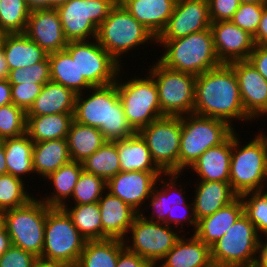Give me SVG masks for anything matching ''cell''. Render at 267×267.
<instances>
[{
  "label": "cell",
  "mask_w": 267,
  "mask_h": 267,
  "mask_svg": "<svg viewBox=\"0 0 267 267\" xmlns=\"http://www.w3.org/2000/svg\"><path fill=\"white\" fill-rule=\"evenodd\" d=\"M211 22L230 21L240 6V0H208Z\"/></svg>",
  "instance_id": "681fc988"
},
{
  "label": "cell",
  "mask_w": 267,
  "mask_h": 267,
  "mask_svg": "<svg viewBox=\"0 0 267 267\" xmlns=\"http://www.w3.org/2000/svg\"><path fill=\"white\" fill-rule=\"evenodd\" d=\"M30 13L25 0H0V32L24 33Z\"/></svg>",
  "instance_id": "ab89813d"
},
{
  "label": "cell",
  "mask_w": 267,
  "mask_h": 267,
  "mask_svg": "<svg viewBox=\"0 0 267 267\" xmlns=\"http://www.w3.org/2000/svg\"><path fill=\"white\" fill-rule=\"evenodd\" d=\"M76 94L63 85L47 82L26 116L73 114Z\"/></svg>",
  "instance_id": "f1b7e54d"
},
{
  "label": "cell",
  "mask_w": 267,
  "mask_h": 267,
  "mask_svg": "<svg viewBox=\"0 0 267 267\" xmlns=\"http://www.w3.org/2000/svg\"><path fill=\"white\" fill-rule=\"evenodd\" d=\"M254 267H267V237H261Z\"/></svg>",
  "instance_id": "db71d44e"
},
{
  "label": "cell",
  "mask_w": 267,
  "mask_h": 267,
  "mask_svg": "<svg viewBox=\"0 0 267 267\" xmlns=\"http://www.w3.org/2000/svg\"><path fill=\"white\" fill-rule=\"evenodd\" d=\"M70 205L65 204L62 208L71 218L79 233L87 241L102 240L101 212L98 202L74 206L72 203Z\"/></svg>",
  "instance_id": "8d00e7d4"
},
{
  "label": "cell",
  "mask_w": 267,
  "mask_h": 267,
  "mask_svg": "<svg viewBox=\"0 0 267 267\" xmlns=\"http://www.w3.org/2000/svg\"><path fill=\"white\" fill-rule=\"evenodd\" d=\"M24 34L48 54L64 50L68 44L56 9L31 11Z\"/></svg>",
  "instance_id": "44dd1931"
},
{
  "label": "cell",
  "mask_w": 267,
  "mask_h": 267,
  "mask_svg": "<svg viewBox=\"0 0 267 267\" xmlns=\"http://www.w3.org/2000/svg\"><path fill=\"white\" fill-rule=\"evenodd\" d=\"M231 154L232 134L222 144L209 148L190 167L197 174L195 180L229 182Z\"/></svg>",
  "instance_id": "d4e9b609"
},
{
  "label": "cell",
  "mask_w": 267,
  "mask_h": 267,
  "mask_svg": "<svg viewBox=\"0 0 267 267\" xmlns=\"http://www.w3.org/2000/svg\"><path fill=\"white\" fill-rule=\"evenodd\" d=\"M9 67L5 58L4 51L0 46V80H5L9 74Z\"/></svg>",
  "instance_id": "6f0895ef"
},
{
  "label": "cell",
  "mask_w": 267,
  "mask_h": 267,
  "mask_svg": "<svg viewBox=\"0 0 267 267\" xmlns=\"http://www.w3.org/2000/svg\"><path fill=\"white\" fill-rule=\"evenodd\" d=\"M121 171H161L154 163L146 141L139 133L117 140Z\"/></svg>",
  "instance_id": "1f68e13d"
},
{
  "label": "cell",
  "mask_w": 267,
  "mask_h": 267,
  "mask_svg": "<svg viewBox=\"0 0 267 267\" xmlns=\"http://www.w3.org/2000/svg\"><path fill=\"white\" fill-rule=\"evenodd\" d=\"M44 85L32 83L11 85L12 103L27 112L40 95Z\"/></svg>",
  "instance_id": "7dc6e473"
},
{
  "label": "cell",
  "mask_w": 267,
  "mask_h": 267,
  "mask_svg": "<svg viewBox=\"0 0 267 267\" xmlns=\"http://www.w3.org/2000/svg\"><path fill=\"white\" fill-rule=\"evenodd\" d=\"M32 267H66L56 263H49L42 260H37V262Z\"/></svg>",
  "instance_id": "94428289"
},
{
  "label": "cell",
  "mask_w": 267,
  "mask_h": 267,
  "mask_svg": "<svg viewBox=\"0 0 267 267\" xmlns=\"http://www.w3.org/2000/svg\"><path fill=\"white\" fill-rule=\"evenodd\" d=\"M38 259L39 258L33 253L11 245L9 249L0 256V267H32Z\"/></svg>",
  "instance_id": "c3c4849f"
},
{
  "label": "cell",
  "mask_w": 267,
  "mask_h": 267,
  "mask_svg": "<svg viewBox=\"0 0 267 267\" xmlns=\"http://www.w3.org/2000/svg\"><path fill=\"white\" fill-rule=\"evenodd\" d=\"M106 192V180L82 171L73 189L70 200L74 205L97 203Z\"/></svg>",
  "instance_id": "b9f144b4"
},
{
  "label": "cell",
  "mask_w": 267,
  "mask_h": 267,
  "mask_svg": "<svg viewBox=\"0 0 267 267\" xmlns=\"http://www.w3.org/2000/svg\"><path fill=\"white\" fill-rule=\"evenodd\" d=\"M244 214L261 237H267V194L264 191L247 192L240 196Z\"/></svg>",
  "instance_id": "7bdbcfd3"
},
{
  "label": "cell",
  "mask_w": 267,
  "mask_h": 267,
  "mask_svg": "<svg viewBox=\"0 0 267 267\" xmlns=\"http://www.w3.org/2000/svg\"><path fill=\"white\" fill-rule=\"evenodd\" d=\"M26 133V112L13 103L0 107V139L15 138Z\"/></svg>",
  "instance_id": "ee69618b"
},
{
  "label": "cell",
  "mask_w": 267,
  "mask_h": 267,
  "mask_svg": "<svg viewBox=\"0 0 267 267\" xmlns=\"http://www.w3.org/2000/svg\"><path fill=\"white\" fill-rule=\"evenodd\" d=\"M50 62L48 57L32 66L10 70L7 80L11 85L32 83L46 84L50 82Z\"/></svg>",
  "instance_id": "f6af8a7d"
},
{
  "label": "cell",
  "mask_w": 267,
  "mask_h": 267,
  "mask_svg": "<svg viewBox=\"0 0 267 267\" xmlns=\"http://www.w3.org/2000/svg\"><path fill=\"white\" fill-rule=\"evenodd\" d=\"M7 174L6 156L3 144H0V175Z\"/></svg>",
  "instance_id": "91938a15"
},
{
  "label": "cell",
  "mask_w": 267,
  "mask_h": 267,
  "mask_svg": "<svg viewBox=\"0 0 267 267\" xmlns=\"http://www.w3.org/2000/svg\"><path fill=\"white\" fill-rule=\"evenodd\" d=\"M147 73L158 89L163 116H184L193 113L196 75L167 68L158 60Z\"/></svg>",
  "instance_id": "7c38bea8"
},
{
  "label": "cell",
  "mask_w": 267,
  "mask_h": 267,
  "mask_svg": "<svg viewBox=\"0 0 267 267\" xmlns=\"http://www.w3.org/2000/svg\"><path fill=\"white\" fill-rule=\"evenodd\" d=\"M177 0H125L122 5L157 38L165 29Z\"/></svg>",
  "instance_id": "484cf974"
},
{
  "label": "cell",
  "mask_w": 267,
  "mask_h": 267,
  "mask_svg": "<svg viewBox=\"0 0 267 267\" xmlns=\"http://www.w3.org/2000/svg\"><path fill=\"white\" fill-rule=\"evenodd\" d=\"M122 67L116 84L128 124L138 133L143 127L163 117L159 103L158 89L154 79L147 73L145 77L131 76L123 80Z\"/></svg>",
  "instance_id": "9c48e42d"
},
{
  "label": "cell",
  "mask_w": 267,
  "mask_h": 267,
  "mask_svg": "<svg viewBox=\"0 0 267 267\" xmlns=\"http://www.w3.org/2000/svg\"><path fill=\"white\" fill-rule=\"evenodd\" d=\"M244 213L241 197L220 208L214 214L198 221L195 235L206 245L212 246Z\"/></svg>",
  "instance_id": "83f0119b"
},
{
  "label": "cell",
  "mask_w": 267,
  "mask_h": 267,
  "mask_svg": "<svg viewBox=\"0 0 267 267\" xmlns=\"http://www.w3.org/2000/svg\"><path fill=\"white\" fill-rule=\"evenodd\" d=\"M65 50L77 63L78 94L116 82L122 66L96 40L69 41Z\"/></svg>",
  "instance_id": "30bf717a"
},
{
  "label": "cell",
  "mask_w": 267,
  "mask_h": 267,
  "mask_svg": "<svg viewBox=\"0 0 267 267\" xmlns=\"http://www.w3.org/2000/svg\"><path fill=\"white\" fill-rule=\"evenodd\" d=\"M68 1L69 0H48V9H56L58 6Z\"/></svg>",
  "instance_id": "6125c7cd"
},
{
  "label": "cell",
  "mask_w": 267,
  "mask_h": 267,
  "mask_svg": "<svg viewBox=\"0 0 267 267\" xmlns=\"http://www.w3.org/2000/svg\"><path fill=\"white\" fill-rule=\"evenodd\" d=\"M82 171L81 162L70 161L62 165L44 180L50 182L54 192H50V195L46 193V196L43 194V198L40 197L39 199L49 207H63L68 201L70 202L69 199Z\"/></svg>",
  "instance_id": "f546056e"
},
{
  "label": "cell",
  "mask_w": 267,
  "mask_h": 267,
  "mask_svg": "<svg viewBox=\"0 0 267 267\" xmlns=\"http://www.w3.org/2000/svg\"><path fill=\"white\" fill-rule=\"evenodd\" d=\"M11 103V84L7 79L0 80V107Z\"/></svg>",
  "instance_id": "11a10c76"
},
{
  "label": "cell",
  "mask_w": 267,
  "mask_h": 267,
  "mask_svg": "<svg viewBox=\"0 0 267 267\" xmlns=\"http://www.w3.org/2000/svg\"><path fill=\"white\" fill-rule=\"evenodd\" d=\"M160 263L156 267H214L210 246L195 234L188 238L186 231Z\"/></svg>",
  "instance_id": "603a6c76"
},
{
  "label": "cell",
  "mask_w": 267,
  "mask_h": 267,
  "mask_svg": "<svg viewBox=\"0 0 267 267\" xmlns=\"http://www.w3.org/2000/svg\"><path fill=\"white\" fill-rule=\"evenodd\" d=\"M208 0H177L165 29L157 40H174L211 26Z\"/></svg>",
  "instance_id": "ac0fdd59"
},
{
  "label": "cell",
  "mask_w": 267,
  "mask_h": 267,
  "mask_svg": "<svg viewBox=\"0 0 267 267\" xmlns=\"http://www.w3.org/2000/svg\"><path fill=\"white\" fill-rule=\"evenodd\" d=\"M175 229L165 223L149 221L138 214L123 239L124 246L127 250L159 265L183 234Z\"/></svg>",
  "instance_id": "5bb4252c"
},
{
  "label": "cell",
  "mask_w": 267,
  "mask_h": 267,
  "mask_svg": "<svg viewBox=\"0 0 267 267\" xmlns=\"http://www.w3.org/2000/svg\"><path fill=\"white\" fill-rule=\"evenodd\" d=\"M98 204L101 212L102 240H123L139 213L107 191L99 199Z\"/></svg>",
  "instance_id": "7402d4cb"
},
{
  "label": "cell",
  "mask_w": 267,
  "mask_h": 267,
  "mask_svg": "<svg viewBox=\"0 0 267 267\" xmlns=\"http://www.w3.org/2000/svg\"><path fill=\"white\" fill-rule=\"evenodd\" d=\"M62 207H50L44 227V245L39 260L75 267L86 244Z\"/></svg>",
  "instance_id": "ba28073f"
},
{
  "label": "cell",
  "mask_w": 267,
  "mask_h": 267,
  "mask_svg": "<svg viewBox=\"0 0 267 267\" xmlns=\"http://www.w3.org/2000/svg\"><path fill=\"white\" fill-rule=\"evenodd\" d=\"M234 131L220 119L194 113L181 116L179 174L186 173L202 154L222 144Z\"/></svg>",
  "instance_id": "52a82bcc"
},
{
  "label": "cell",
  "mask_w": 267,
  "mask_h": 267,
  "mask_svg": "<svg viewBox=\"0 0 267 267\" xmlns=\"http://www.w3.org/2000/svg\"><path fill=\"white\" fill-rule=\"evenodd\" d=\"M50 80L78 94V68L76 61L64 49L48 54Z\"/></svg>",
  "instance_id": "f35d334b"
},
{
  "label": "cell",
  "mask_w": 267,
  "mask_h": 267,
  "mask_svg": "<svg viewBox=\"0 0 267 267\" xmlns=\"http://www.w3.org/2000/svg\"><path fill=\"white\" fill-rule=\"evenodd\" d=\"M138 133L146 141L156 166L164 174H179L181 116H163Z\"/></svg>",
  "instance_id": "2e32d148"
},
{
  "label": "cell",
  "mask_w": 267,
  "mask_h": 267,
  "mask_svg": "<svg viewBox=\"0 0 267 267\" xmlns=\"http://www.w3.org/2000/svg\"><path fill=\"white\" fill-rule=\"evenodd\" d=\"M182 175L184 176L185 174L169 173L160 176L157 181L159 186L154 187L152 195L147 199L150 202L140 214L149 221L165 223L176 229L183 230L184 225H190L193 227L191 231L194 234L198 221L195 216L193 202L187 203L183 182H181V185L177 182ZM150 207L151 210L153 209L152 214H149V216L144 215L145 210L150 209ZM181 210L182 212H180Z\"/></svg>",
  "instance_id": "8992f818"
},
{
  "label": "cell",
  "mask_w": 267,
  "mask_h": 267,
  "mask_svg": "<svg viewBox=\"0 0 267 267\" xmlns=\"http://www.w3.org/2000/svg\"><path fill=\"white\" fill-rule=\"evenodd\" d=\"M240 3L267 4V0H240Z\"/></svg>",
  "instance_id": "be15d7a7"
},
{
  "label": "cell",
  "mask_w": 267,
  "mask_h": 267,
  "mask_svg": "<svg viewBox=\"0 0 267 267\" xmlns=\"http://www.w3.org/2000/svg\"><path fill=\"white\" fill-rule=\"evenodd\" d=\"M193 113L223 120L234 129L232 122L254 121L244 111L236 75L226 63L196 76Z\"/></svg>",
  "instance_id": "6da1fadb"
},
{
  "label": "cell",
  "mask_w": 267,
  "mask_h": 267,
  "mask_svg": "<svg viewBox=\"0 0 267 267\" xmlns=\"http://www.w3.org/2000/svg\"><path fill=\"white\" fill-rule=\"evenodd\" d=\"M49 208L35 196L26 205L4 211V227L11 237L12 245L40 258Z\"/></svg>",
  "instance_id": "4fadbf2b"
},
{
  "label": "cell",
  "mask_w": 267,
  "mask_h": 267,
  "mask_svg": "<svg viewBox=\"0 0 267 267\" xmlns=\"http://www.w3.org/2000/svg\"><path fill=\"white\" fill-rule=\"evenodd\" d=\"M67 141L71 161L81 163L107 142L98 128L83 125L74 120L71 123Z\"/></svg>",
  "instance_id": "e575fe53"
},
{
  "label": "cell",
  "mask_w": 267,
  "mask_h": 267,
  "mask_svg": "<svg viewBox=\"0 0 267 267\" xmlns=\"http://www.w3.org/2000/svg\"><path fill=\"white\" fill-rule=\"evenodd\" d=\"M261 133H262V134H264V135L267 137V134H266V132L262 131Z\"/></svg>",
  "instance_id": "a7ac6f4b"
},
{
  "label": "cell",
  "mask_w": 267,
  "mask_h": 267,
  "mask_svg": "<svg viewBox=\"0 0 267 267\" xmlns=\"http://www.w3.org/2000/svg\"><path fill=\"white\" fill-rule=\"evenodd\" d=\"M116 267H156V265L124 248L119 253Z\"/></svg>",
  "instance_id": "f907efd6"
},
{
  "label": "cell",
  "mask_w": 267,
  "mask_h": 267,
  "mask_svg": "<svg viewBox=\"0 0 267 267\" xmlns=\"http://www.w3.org/2000/svg\"><path fill=\"white\" fill-rule=\"evenodd\" d=\"M96 40L122 66L125 54L129 56V52L136 48L139 50L142 44H157V38L152 32L139 23L122 4H116L99 25Z\"/></svg>",
  "instance_id": "5b68a950"
},
{
  "label": "cell",
  "mask_w": 267,
  "mask_h": 267,
  "mask_svg": "<svg viewBox=\"0 0 267 267\" xmlns=\"http://www.w3.org/2000/svg\"><path fill=\"white\" fill-rule=\"evenodd\" d=\"M1 143L4 147L8 174L23 181L30 175L31 178L36 176L33 168L34 142L26 133L19 137L4 139Z\"/></svg>",
  "instance_id": "4dcf8cb0"
},
{
  "label": "cell",
  "mask_w": 267,
  "mask_h": 267,
  "mask_svg": "<svg viewBox=\"0 0 267 267\" xmlns=\"http://www.w3.org/2000/svg\"><path fill=\"white\" fill-rule=\"evenodd\" d=\"M162 175V171H120L106 181V191L120 198L140 214Z\"/></svg>",
  "instance_id": "e0dca14e"
},
{
  "label": "cell",
  "mask_w": 267,
  "mask_h": 267,
  "mask_svg": "<svg viewBox=\"0 0 267 267\" xmlns=\"http://www.w3.org/2000/svg\"><path fill=\"white\" fill-rule=\"evenodd\" d=\"M117 4H122L125 0H115Z\"/></svg>",
  "instance_id": "003e7915"
},
{
  "label": "cell",
  "mask_w": 267,
  "mask_h": 267,
  "mask_svg": "<svg viewBox=\"0 0 267 267\" xmlns=\"http://www.w3.org/2000/svg\"><path fill=\"white\" fill-rule=\"evenodd\" d=\"M12 245L11 237L5 227L0 229V256H2Z\"/></svg>",
  "instance_id": "9f6ffc18"
},
{
  "label": "cell",
  "mask_w": 267,
  "mask_h": 267,
  "mask_svg": "<svg viewBox=\"0 0 267 267\" xmlns=\"http://www.w3.org/2000/svg\"><path fill=\"white\" fill-rule=\"evenodd\" d=\"M124 248L120 239L86 241L75 267H116L119 253Z\"/></svg>",
  "instance_id": "d590c367"
},
{
  "label": "cell",
  "mask_w": 267,
  "mask_h": 267,
  "mask_svg": "<svg viewBox=\"0 0 267 267\" xmlns=\"http://www.w3.org/2000/svg\"><path fill=\"white\" fill-rule=\"evenodd\" d=\"M248 61L267 80V45H255Z\"/></svg>",
  "instance_id": "816d5d0a"
},
{
  "label": "cell",
  "mask_w": 267,
  "mask_h": 267,
  "mask_svg": "<svg viewBox=\"0 0 267 267\" xmlns=\"http://www.w3.org/2000/svg\"><path fill=\"white\" fill-rule=\"evenodd\" d=\"M31 11L48 9V0H25Z\"/></svg>",
  "instance_id": "680465c9"
},
{
  "label": "cell",
  "mask_w": 267,
  "mask_h": 267,
  "mask_svg": "<svg viewBox=\"0 0 267 267\" xmlns=\"http://www.w3.org/2000/svg\"><path fill=\"white\" fill-rule=\"evenodd\" d=\"M239 84V93L245 113L253 120L267 113V80L248 61L229 63Z\"/></svg>",
  "instance_id": "d6986e66"
},
{
  "label": "cell",
  "mask_w": 267,
  "mask_h": 267,
  "mask_svg": "<svg viewBox=\"0 0 267 267\" xmlns=\"http://www.w3.org/2000/svg\"><path fill=\"white\" fill-rule=\"evenodd\" d=\"M263 191L267 194V176H266V181H265Z\"/></svg>",
  "instance_id": "03108f58"
},
{
  "label": "cell",
  "mask_w": 267,
  "mask_h": 267,
  "mask_svg": "<svg viewBox=\"0 0 267 267\" xmlns=\"http://www.w3.org/2000/svg\"><path fill=\"white\" fill-rule=\"evenodd\" d=\"M255 45H267V4L263 6V12L258 29L253 36Z\"/></svg>",
  "instance_id": "f5cc1de1"
},
{
  "label": "cell",
  "mask_w": 267,
  "mask_h": 267,
  "mask_svg": "<svg viewBox=\"0 0 267 267\" xmlns=\"http://www.w3.org/2000/svg\"><path fill=\"white\" fill-rule=\"evenodd\" d=\"M215 51L221 63L248 60L255 44L253 36L231 21L212 22Z\"/></svg>",
  "instance_id": "ffe728a7"
},
{
  "label": "cell",
  "mask_w": 267,
  "mask_h": 267,
  "mask_svg": "<svg viewBox=\"0 0 267 267\" xmlns=\"http://www.w3.org/2000/svg\"><path fill=\"white\" fill-rule=\"evenodd\" d=\"M116 4L115 0H69L58 6L56 10L68 42L96 38L99 25Z\"/></svg>",
  "instance_id": "9a60e30c"
},
{
  "label": "cell",
  "mask_w": 267,
  "mask_h": 267,
  "mask_svg": "<svg viewBox=\"0 0 267 267\" xmlns=\"http://www.w3.org/2000/svg\"><path fill=\"white\" fill-rule=\"evenodd\" d=\"M263 6L264 4L241 3L230 21L254 36L261 20Z\"/></svg>",
  "instance_id": "bcb514c9"
},
{
  "label": "cell",
  "mask_w": 267,
  "mask_h": 267,
  "mask_svg": "<svg viewBox=\"0 0 267 267\" xmlns=\"http://www.w3.org/2000/svg\"><path fill=\"white\" fill-rule=\"evenodd\" d=\"M261 236L243 213L210 247L216 267H254Z\"/></svg>",
  "instance_id": "8fae6325"
},
{
  "label": "cell",
  "mask_w": 267,
  "mask_h": 267,
  "mask_svg": "<svg viewBox=\"0 0 267 267\" xmlns=\"http://www.w3.org/2000/svg\"><path fill=\"white\" fill-rule=\"evenodd\" d=\"M28 189L25 181L8 173L0 175V209L7 211L26 205L34 198Z\"/></svg>",
  "instance_id": "60d3db41"
},
{
  "label": "cell",
  "mask_w": 267,
  "mask_h": 267,
  "mask_svg": "<svg viewBox=\"0 0 267 267\" xmlns=\"http://www.w3.org/2000/svg\"><path fill=\"white\" fill-rule=\"evenodd\" d=\"M71 161L67 139L36 142L33 146V168L43 180Z\"/></svg>",
  "instance_id": "836d02e7"
},
{
  "label": "cell",
  "mask_w": 267,
  "mask_h": 267,
  "mask_svg": "<svg viewBox=\"0 0 267 267\" xmlns=\"http://www.w3.org/2000/svg\"><path fill=\"white\" fill-rule=\"evenodd\" d=\"M85 94H76L74 121L98 128L107 141L125 139L136 133L127 122L116 82L91 87Z\"/></svg>",
  "instance_id": "7a4b0ae2"
},
{
  "label": "cell",
  "mask_w": 267,
  "mask_h": 267,
  "mask_svg": "<svg viewBox=\"0 0 267 267\" xmlns=\"http://www.w3.org/2000/svg\"><path fill=\"white\" fill-rule=\"evenodd\" d=\"M4 227V212H0V229Z\"/></svg>",
  "instance_id": "e7e4bbea"
},
{
  "label": "cell",
  "mask_w": 267,
  "mask_h": 267,
  "mask_svg": "<svg viewBox=\"0 0 267 267\" xmlns=\"http://www.w3.org/2000/svg\"><path fill=\"white\" fill-rule=\"evenodd\" d=\"M261 131L243 145L241 135L236 130L232 133L229 184L238 196L263 191L267 176V137Z\"/></svg>",
  "instance_id": "3957f363"
},
{
  "label": "cell",
  "mask_w": 267,
  "mask_h": 267,
  "mask_svg": "<svg viewBox=\"0 0 267 267\" xmlns=\"http://www.w3.org/2000/svg\"><path fill=\"white\" fill-rule=\"evenodd\" d=\"M73 114L26 116V134L34 142L67 139Z\"/></svg>",
  "instance_id": "d6a6232c"
},
{
  "label": "cell",
  "mask_w": 267,
  "mask_h": 267,
  "mask_svg": "<svg viewBox=\"0 0 267 267\" xmlns=\"http://www.w3.org/2000/svg\"><path fill=\"white\" fill-rule=\"evenodd\" d=\"M83 171L108 180L121 171L117 140L105 142L82 162Z\"/></svg>",
  "instance_id": "74e56055"
},
{
  "label": "cell",
  "mask_w": 267,
  "mask_h": 267,
  "mask_svg": "<svg viewBox=\"0 0 267 267\" xmlns=\"http://www.w3.org/2000/svg\"><path fill=\"white\" fill-rule=\"evenodd\" d=\"M194 185L195 196L190 199H193L197 221L214 214L238 197L229 182L197 180Z\"/></svg>",
  "instance_id": "cb8c5ba5"
},
{
  "label": "cell",
  "mask_w": 267,
  "mask_h": 267,
  "mask_svg": "<svg viewBox=\"0 0 267 267\" xmlns=\"http://www.w3.org/2000/svg\"><path fill=\"white\" fill-rule=\"evenodd\" d=\"M0 46L9 70L32 66L48 57V53L24 33L2 34Z\"/></svg>",
  "instance_id": "4316f807"
},
{
  "label": "cell",
  "mask_w": 267,
  "mask_h": 267,
  "mask_svg": "<svg viewBox=\"0 0 267 267\" xmlns=\"http://www.w3.org/2000/svg\"><path fill=\"white\" fill-rule=\"evenodd\" d=\"M156 43V47L164 49L157 60L173 70L197 76L222 64L210 28L174 40H157Z\"/></svg>",
  "instance_id": "277c9868"
}]
</instances>
